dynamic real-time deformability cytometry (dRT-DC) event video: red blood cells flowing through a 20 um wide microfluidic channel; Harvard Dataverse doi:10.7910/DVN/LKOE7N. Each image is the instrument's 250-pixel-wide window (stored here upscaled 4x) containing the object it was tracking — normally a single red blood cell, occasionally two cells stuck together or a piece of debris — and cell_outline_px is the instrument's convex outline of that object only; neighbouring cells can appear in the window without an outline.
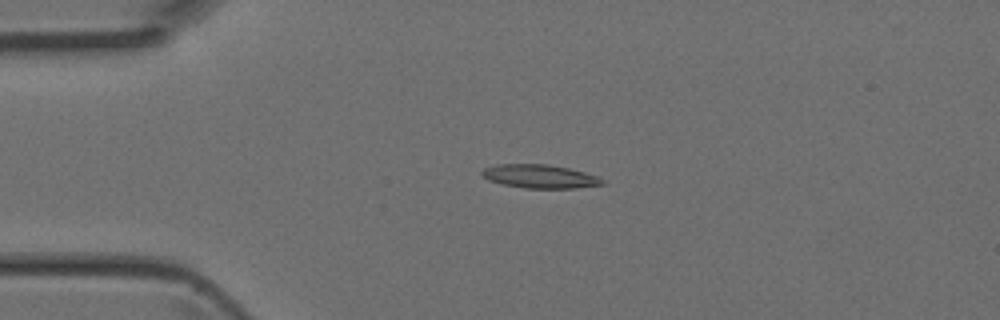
{"species": "Egyptian fruit bat (a non-hibernating species)", "species_latin": "Rousettus aegyptiacus", "temperature_condition": "room temperature", "stored_images_in_passage": 4, "camera_frame_rate_fps": 3000, "um_per_image_px": 0.085, "animal": {"sex": "female"}, "frame": {"image": 1, "passage_image": 3, "time_ms": 0.667, "image_size_px": [1000, 320], "cell_outline_px": [[604, 184], [576, 188], [524, 188], [500, 184], [488, 180], [480, 172], [484, 168], [496, 164], [548, 164], [568, 168], [600, 176], [604, 180]], "centroid_in_image_um": [45.88, 14.99], "position_along_channel_um": 39.1, "area_um2": 16.65}}